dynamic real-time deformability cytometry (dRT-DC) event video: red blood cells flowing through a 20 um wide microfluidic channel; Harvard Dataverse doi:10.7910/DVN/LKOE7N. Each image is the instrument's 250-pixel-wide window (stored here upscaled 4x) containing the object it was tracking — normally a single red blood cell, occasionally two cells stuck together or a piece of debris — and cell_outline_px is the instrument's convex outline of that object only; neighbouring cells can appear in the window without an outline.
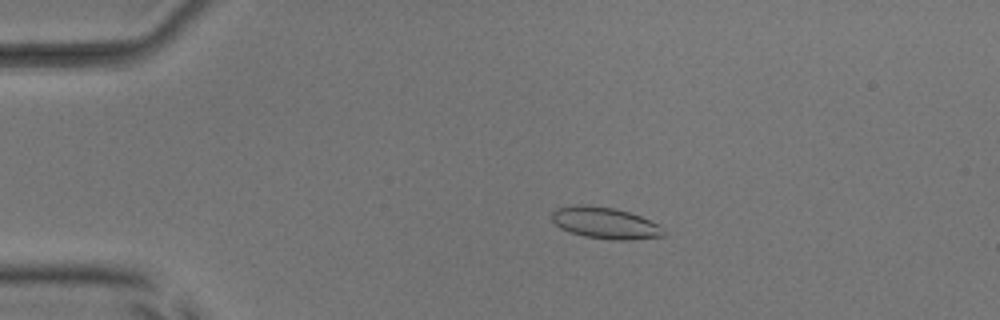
{"species": "common noctule bat (a hibernating species)", "species_latin": "Nyctalus noctula", "temperature_condition": "room temperature", "stored_images_in_passage": 21, "camera_frame_rate_fps": 3000, "um_per_image_px": 0.085, "animal": {"sex": "male", "body_mass_g": 17.9, "forearm_length_mm": 54.2}, "frame": {"image": 1, "passage_image": 12, "time_ms": 3.667, "image_size_px": [1000, 320], "cell_outline_px": [[664, 236], [632, 240], [612, 240], [584, 236], [560, 228], [552, 220], [552, 212], [556, 208], [576, 204], [588, 204], [616, 208], [640, 216], [660, 224], [664, 232]], "centroid_in_image_um": [51.44, 18.94], "position_along_channel_um": 33.6, "area_um2": 20.69}}
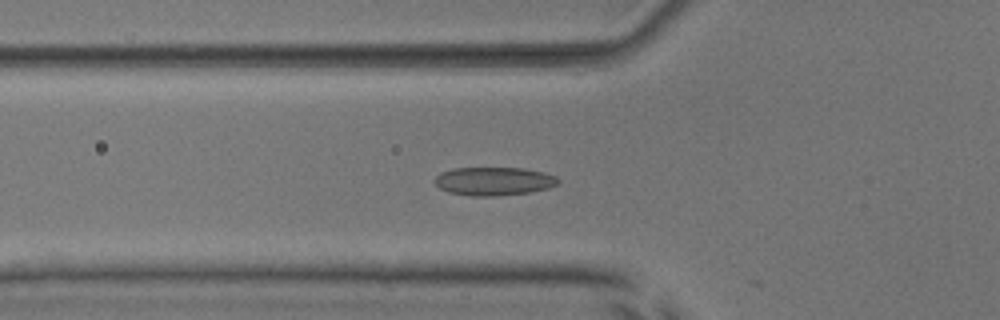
{"frame": {"image": 2, "passage_image": 20, "time_ms": 6.333, "image_size_px": [1000, 320], "cell_outline_px": [[560, 180], [556, 184], [548, 188], [528, 192], [496, 196], [472, 196], [448, 192], [440, 188], [432, 180], [440, 172], [452, 168], [524, 168], [544, 172], [556, 176]], "centroid_in_image_um": [41.94, 15.39], "position_along_channel_um": 83.9, "area_um2": 20.46}}